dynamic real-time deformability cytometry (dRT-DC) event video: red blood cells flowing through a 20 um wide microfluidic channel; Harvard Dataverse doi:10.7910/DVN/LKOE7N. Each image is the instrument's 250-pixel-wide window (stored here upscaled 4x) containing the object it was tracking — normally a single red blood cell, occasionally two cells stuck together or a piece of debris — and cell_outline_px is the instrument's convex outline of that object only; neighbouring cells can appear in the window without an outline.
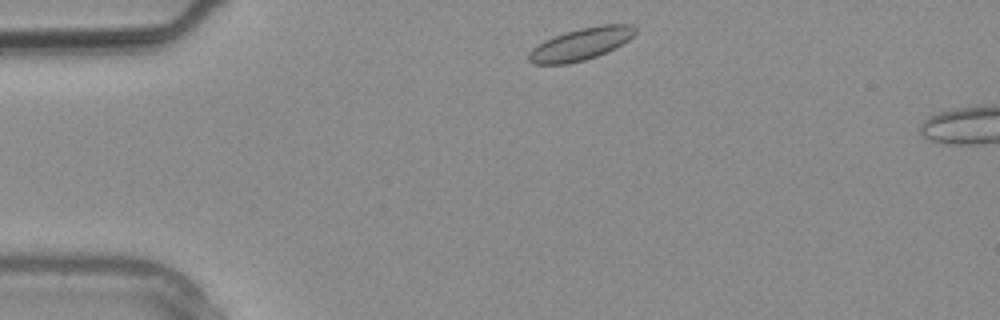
{"species": "common noctule bat (a hibernating species)", "species_latin": "Nyctalus noctula", "temperature_condition": "warm", "stored_images_in_passage": 2, "camera_frame_rate_fps": 3000, "um_per_image_px": 0.085, "animal": {"sex": "male", "body_mass_g": 20.4}, "frame": {"image": 1, "passage_image": 1, "time_ms": 0.0, "image_size_px": [1000, 320], "cell_outline_px": [[640, 28], [628, 40], [616, 48], [608, 52], [584, 60], [568, 64], [532, 64], [528, 60], [528, 52], [532, 48], [556, 36], [580, 28], [600, 24], [632, 24]], "centroid_in_image_um": [49.44, 3.74], "position_along_channel_um": 35.6, "area_um2": 19.88}}